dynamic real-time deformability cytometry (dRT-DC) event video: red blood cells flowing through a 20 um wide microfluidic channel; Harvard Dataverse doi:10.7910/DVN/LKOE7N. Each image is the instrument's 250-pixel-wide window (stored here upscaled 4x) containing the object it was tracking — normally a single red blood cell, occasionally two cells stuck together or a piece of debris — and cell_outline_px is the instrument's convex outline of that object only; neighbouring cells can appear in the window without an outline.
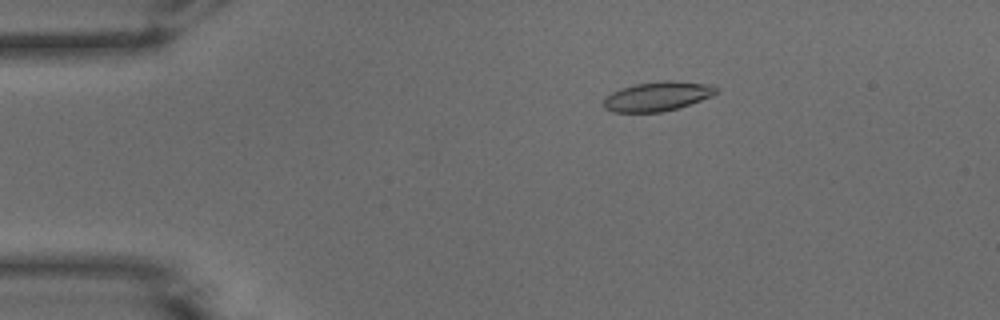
{"species": "common noctule bat (a hibernating species)", "species_latin": "Nyctalus noctula", "temperature_condition": "warm", "stored_images_in_passage": 40, "camera_frame_rate_fps": 3000, "um_per_image_px": 0.085, "animal": {"sex": "male", "body_mass_g": 15.6}, "frame": {"image": 1, "passage_image": 1, "time_ms": 0.0, "image_size_px": [1000, 320], "cell_outline_px": [[720, 88], [712, 96], [676, 108], [660, 112], [612, 112], [604, 108], [604, 96], [620, 88], [636, 84], [664, 80], [672, 80], [708, 84]], "centroid_in_image_um": [55.85, 8.18], "position_along_channel_um": 29.1, "area_um2": 19.19}}
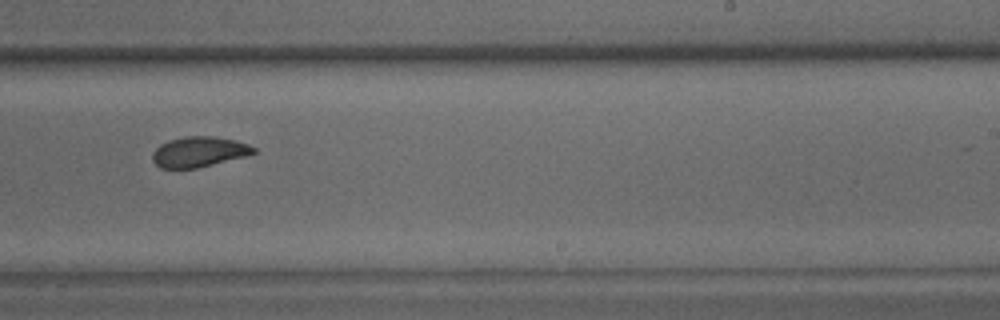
{"frame": {"image": 2, "passage_image": 24, "time_ms": 7.667, "image_size_px": [1000, 320], "cell_outline_px": [[256, 152], [248, 156], [196, 168], [160, 168], [152, 160], [152, 152], [160, 144], [168, 140], [184, 136], [216, 136], [236, 140], [248, 144], [256, 148]], "centroid_in_image_um": [16.93, 12.89], "position_along_channel_um": 272.1, "area_um2": 18.09}}
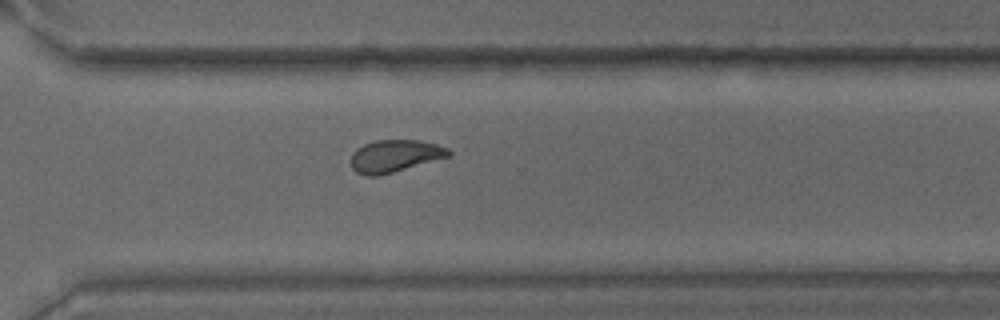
{"frame": {"image": 3, "passage_image": 29, "time_ms": 9.333, "image_size_px": [1000, 320], "cell_outline_px": [[452, 156], [392, 172], [376, 176], [368, 176], [356, 172], [352, 168], [352, 152], [356, 148], [364, 144], [376, 140], [420, 140], [436, 144], [448, 148], [452, 152]], "centroid_in_image_um": [33.58, 13.25], "position_along_channel_um": 337.0, "area_um2": 18.38}, "authors_computed_cell_mechanics": {"area_um2": 18.496, "velocity_mm_per_s": 3.8961, "shape_relaxation_time_tau1_ms": 6.2441, "shape_relaxation_time_tau2_ms": 1.0233, "deformation_change_tau1": 0.1884, "deformation_change_tau2": 0.0618}}